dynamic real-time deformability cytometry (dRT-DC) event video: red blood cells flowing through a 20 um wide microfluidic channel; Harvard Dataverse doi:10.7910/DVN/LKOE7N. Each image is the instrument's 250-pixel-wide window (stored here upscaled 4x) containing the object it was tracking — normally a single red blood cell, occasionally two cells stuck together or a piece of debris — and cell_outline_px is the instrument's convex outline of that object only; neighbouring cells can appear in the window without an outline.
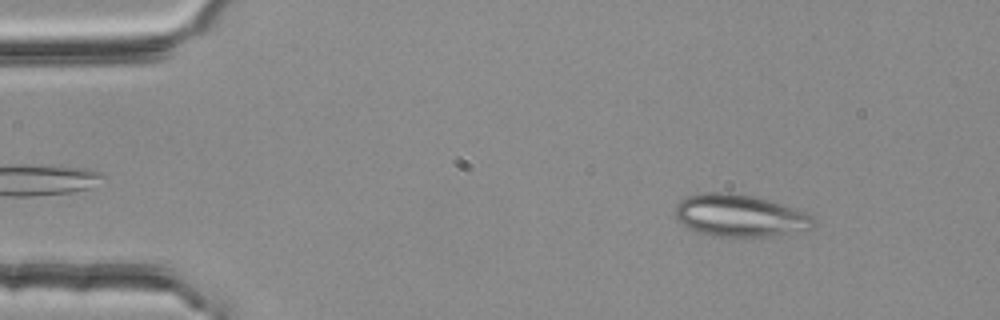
{"species": "common noctule bat (a hibernating species)", "species_latin": "Nyctalus noctula", "temperature_condition": "room temperature", "stored_images_in_passage": 49, "segment_of_instrument_passage": [1, 2], "camera_frame_rate_fps": 3000, "um_per_image_px": 0.085, "animal": {"sex": "female", "body_mass_g": 25.1}, "frame": {"image": 1, "passage_image": 3, "time_ms": 0.667, "image_size_px": [1000, 320], "cell_outline_px": [[816, 224], [812, 228], [764, 236], [712, 236], [696, 232], [688, 228], [676, 220], [672, 212], [676, 204], [680, 200], [688, 196], [704, 192], [728, 192], [752, 196], [792, 208], [804, 212], [812, 216], [816, 220]], "centroid_in_image_um": [62.77, 18.32], "position_along_channel_um": 22.2, "area_um2": 33.76}}